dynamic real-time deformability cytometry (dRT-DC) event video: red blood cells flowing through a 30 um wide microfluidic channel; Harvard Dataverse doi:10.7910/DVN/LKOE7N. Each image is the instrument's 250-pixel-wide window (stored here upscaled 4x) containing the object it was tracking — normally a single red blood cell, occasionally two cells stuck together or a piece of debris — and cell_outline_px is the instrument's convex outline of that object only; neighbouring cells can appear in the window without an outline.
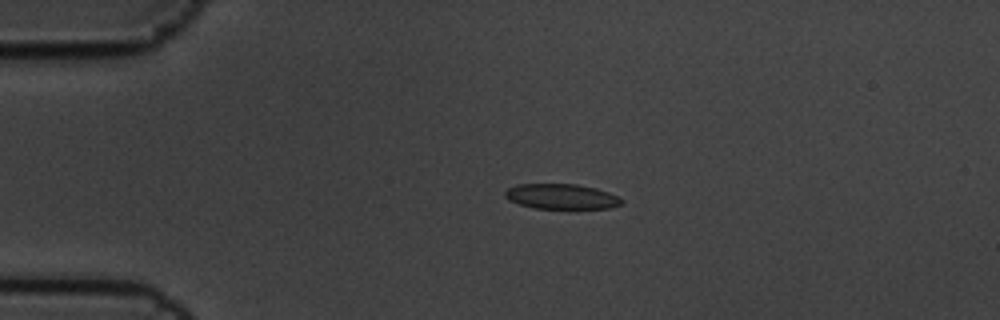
{"species": "common noctule bat (a hibernating species)", "species_latin": "Nyctalus noctula", "temperature_condition": "cold", "stored_images_in_passage": 4, "camera_frame_rate_fps": 3000, "um_per_image_px": 0.085, "animal": {"sex": "male", "body_mass_g": 19.5, "forearm_length_mm": 54.6}, "frame": {"image": 1, "passage_image": 3, "time_ms": 0.667, "image_size_px": [1000, 320], "cell_outline_px": [[624, 204], [608, 208], [536, 208], [520, 204], [508, 200], [504, 196], [504, 192], [508, 188], [516, 184], [576, 184], [596, 188], [620, 196], [624, 200]], "centroid_in_image_um": [47.75, 16.69], "position_along_channel_um": 37.3, "area_um2": 17.17}}